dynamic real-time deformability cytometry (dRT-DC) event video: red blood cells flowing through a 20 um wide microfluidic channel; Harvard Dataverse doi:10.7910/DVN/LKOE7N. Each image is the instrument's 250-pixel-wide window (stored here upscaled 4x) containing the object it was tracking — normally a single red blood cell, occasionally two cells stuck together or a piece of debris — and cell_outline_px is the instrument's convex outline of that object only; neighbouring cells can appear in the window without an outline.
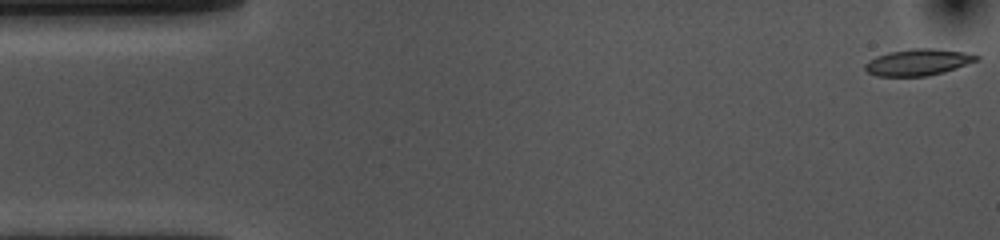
{"species": "common noctule bat (a hibernating species)", "species_latin": "Nyctalus noctula", "temperature_condition": "cold", "stored_images_in_passage": 54, "camera_frame_rate_fps": 3000, "um_per_image_px": 0.085, "animal": {"sex": "female", "body_mass_g": 10.0, "forearm_length_mm": 53.1}, "frame": {"image": 1, "passage_image": 1, "time_ms": 0.0, "image_size_px": [1000, 240], "cell_outline_px": [[980, 60], [944, 72], [928, 76], [876, 76], [868, 72], [864, 68], [864, 64], [868, 60], [876, 56], [888, 52], [912, 48], [932, 48], [964, 52], [980, 56]], "centroid_in_image_um": [78.03, 5.29], "position_along_channel_um": 7.0, "area_um2": 17.34}}
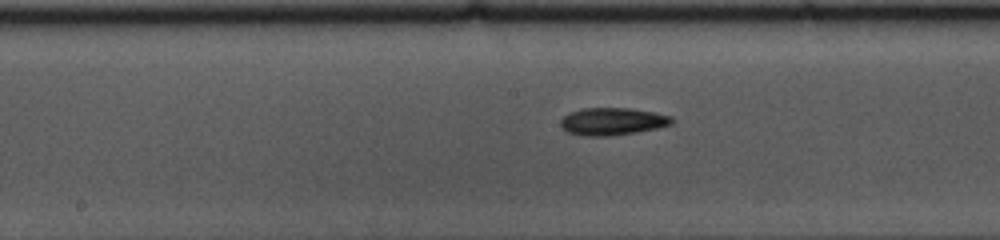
{"frame": {"image": 2, "passage_image": 26, "time_ms": 8.333, "image_size_px": [1000, 240], "cell_outline_px": [[676, 120], [672, 124], [660, 128], [636, 132], [608, 136], [584, 136], [568, 132], [560, 128], [560, 120], [568, 112], [584, 108], [632, 108], [672, 116]], "centroid_in_image_um": [52.06, 10.32], "position_along_channel_um": 196.1, "area_um2": 18.03}}
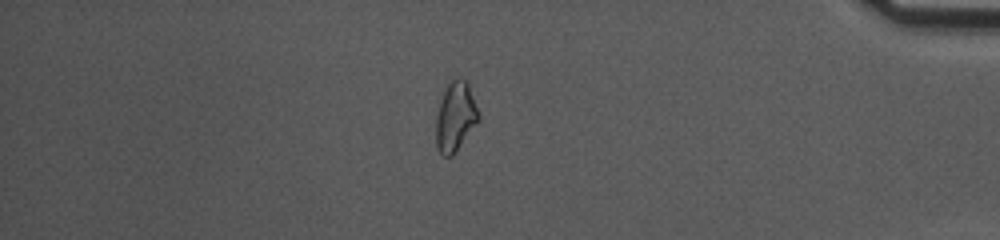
{"frame": {"image": 3, "passage_image": 46, "time_ms": 15.0, "image_size_px": [1000, 240], "cell_outline_px": [[480, 120], [452, 156], [444, 156], [436, 148], [436, 116], [444, 92], [452, 76], [460, 76], [468, 84], [480, 116]], "centroid_in_image_um": [38.71, 9.91], "position_along_channel_um": 396.5, "area_um2": 17.17}}